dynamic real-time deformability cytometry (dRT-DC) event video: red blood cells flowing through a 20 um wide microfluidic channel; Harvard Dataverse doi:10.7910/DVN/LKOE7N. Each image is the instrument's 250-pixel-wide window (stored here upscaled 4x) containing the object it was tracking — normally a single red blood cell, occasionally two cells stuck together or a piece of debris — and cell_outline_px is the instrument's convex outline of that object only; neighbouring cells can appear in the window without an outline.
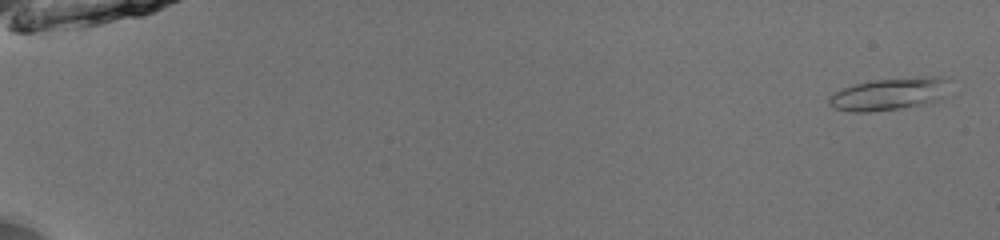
{"species": "common noctule bat (a hibernating species)", "species_latin": "Nyctalus noctula", "temperature_condition": "room temperature", "stored_images_in_passage": 53, "camera_frame_rate_fps": 3000, "um_per_image_px": 0.085, "animal": {"sex": "male", "body_mass_g": 13.0, "forearm_length_mm": 53.1}, "frame": {"image": 1, "passage_image": 2, "time_ms": 0.333, "image_size_px": [1000, 240], "cell_outline_px": [[948, 80], [944, 96], [936, 100], [924, 104], [868, 112], [852, 112], [832, 108], [828, 104], [828, 100], [840, 88], [872, 80], [920, 76], [948, 76]], "centroid_in_image_um": [75.58, 7.97], "position_along_channel_um": 9.4, "area_um2": 22.66}}
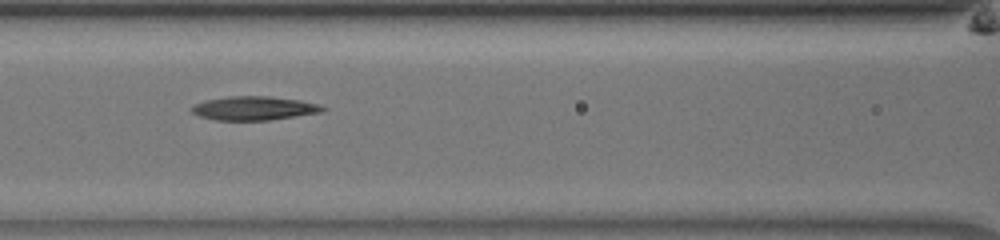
{"frame": {"image": 2, "passage_image": 26, "time_ms": 8.333, "image_size_px": [1000, 240], "cell_outline_px": [[328, 108], [324, 112], [268, 120], [216, 120], [200, 116], [192, 112], [192, 108], [196, 104], [208, 100], [228, 96], [268, 96], [300, 100], [320, 104]], "centroid_in_image_um": [21.68, 9.2], "position_along_channel_um": 144.9, "area_um2": 18.09}}
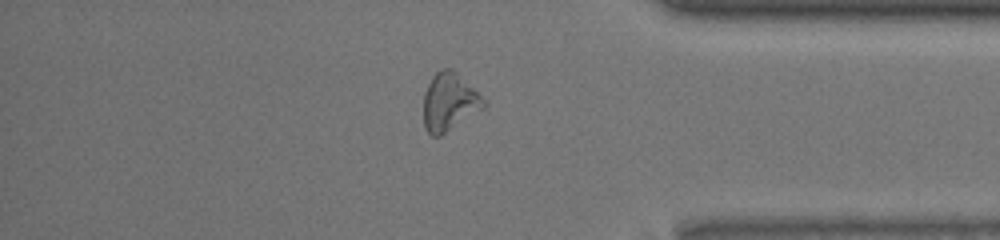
{"frame": {"image": 3, "passage_image": 46, "time_ms": 15.0, "image_size_px": [1000, 240], "cell_outline_px": [[488, 104], [484, 108], [440, 136], [432, 136], [428, 132], [424, 124], [424, 92], [432, 76], [440, 68], [452, 68]], "centroid_in_image_um": [38.17, 8.66], "position_along_channel_um": 397.0, "area_um2": 20.0}, "authors_computed_cell_mechanics": {"area_um2": 18.9584, "velocity_mm_per_s": 3.9628, "shape_relaxation_time_tau1_ms": 5.9053, "shape_relaxation_time_tau2_ms": null, "deformation_change_tau1": 0.157, "deformation_change_tau2": null}}